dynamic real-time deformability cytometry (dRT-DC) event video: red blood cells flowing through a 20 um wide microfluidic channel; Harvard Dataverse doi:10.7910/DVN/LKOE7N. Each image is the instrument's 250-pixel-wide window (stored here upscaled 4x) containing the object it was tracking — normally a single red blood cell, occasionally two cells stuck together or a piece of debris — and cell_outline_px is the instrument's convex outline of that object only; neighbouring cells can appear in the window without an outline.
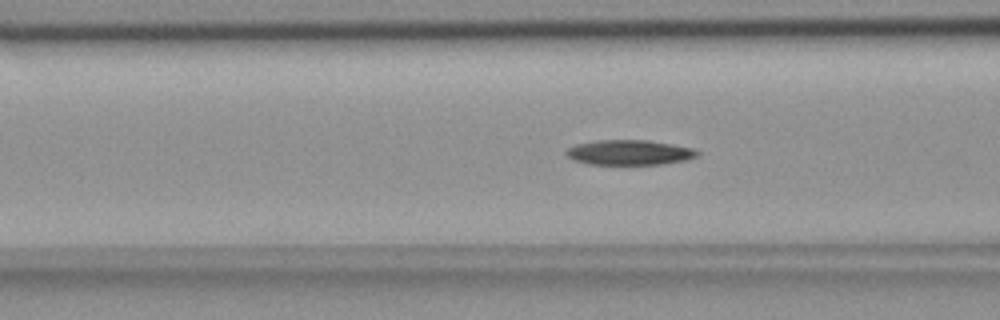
{"species": "common noctule bat (a hibernating species)", "species_latin": "Nyctalus noctula", "temperature_condition": "room temperature", "stored_images_in_passage": 55, "camera_frame_rate_fps": 3000, "um_per_image_px": 0.085, "animal": {"sex": "female", "body_mass_g": 18.4}, "frame": {"image": 1, "passage_image": 21, "time_ms": 6.667, "image_size_px": [1000, 320], "cell_outline_px": [[700, 156], [688, 160], [664, 164], [588, 164], [572, 160], [564, 152], [568, 148], [576, 144], [596, 140], [648, 140], [672, 144], [692, 148], [700, 152]], "centroid_in_image_um": [53.52, 12.96], "position_along_channel_um": 113.1, "area_um2": 19.31}}
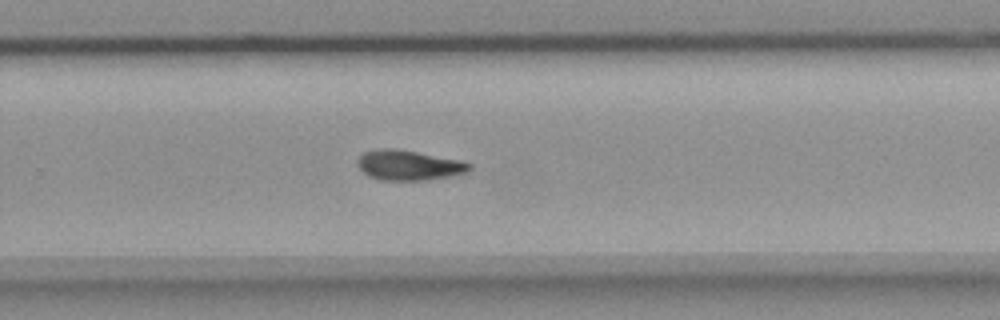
{"frame": {"image": 2, "passage_image": 36, "time_ms": 11.667, "image_size_px": [1000, 320], "cell_outline_px": [[472, 168], [468, 172], [448, 176], [424, 180], [380, 180], [368, 176], [356, 164], [356, 160], [364, 152], [376, 148], [396, 148], [460, 160], [472, 164]], "centroid_in_image_um": [34.72, 14.03], "position_along_channel_um": 295.1, "area_um2": 19.65}}
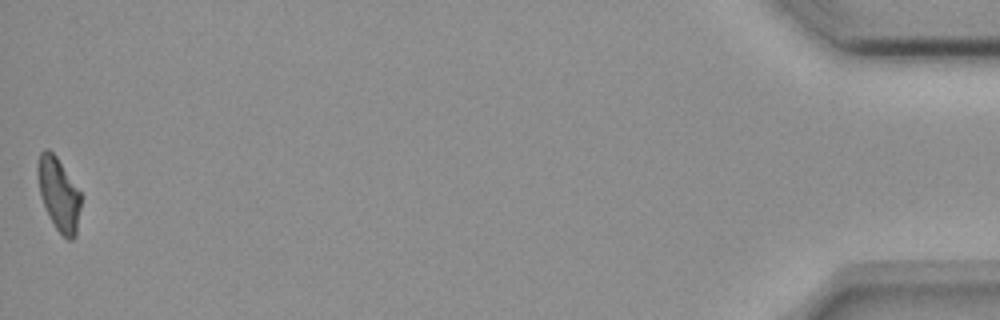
{"frame": {"image": 3, "passage_image": 55, "time_ms": 18.0, "image_size_px": [1000, 320], "cell_outline_px": [[80, 208], [76, 236], [72, 240], [68, 240], [56, 228], [40, 196], [36, 172], [36, 168], [40, 152], [44, 148], [48, 148], [56, 156], [80, 192]], "centroid_in_image_um": [4.97, 16.47], "position_along_channel_um": 430.2, "area_um2": 18.15}, "authors_computed_cell_mechanics": {"area_um2": 19.3052, "velocity_mm_per_s": 3.65, "shape_relaxation_time_tau1_ms": 9.5177, "shape_relaxation_time_tau2_ms": null, "deformation_change_tau1": 0.2184, "deformation_change_tau2": null}}